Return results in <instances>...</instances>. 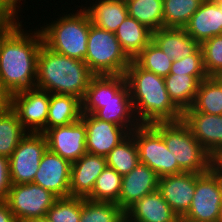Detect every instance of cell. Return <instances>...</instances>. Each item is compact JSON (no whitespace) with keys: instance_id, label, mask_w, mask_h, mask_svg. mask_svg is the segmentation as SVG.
Listing matches in <instances>:
<instances>
[{"instance_id":"3957f363","label":"cell","mask_w":222,"mask_h":222,"mask_svg":"<svg viewBox=\"0 0 222 222\" xmlns=\"http://www.w3.org/2000/svg\"><path fill=\"white\" fill-rule=\"evenodd\" d=\"M94 76L85 61L58 54L42 44L37 60L36 88L50 94L72 95L82 101Z\"/></svg>"},{"instance_id":"e0dca14e","label":"cell","mask_w":222,"mask_h":222,"mask_svg":"<svg viewBox=\"0 0 222 222\" xmlns=\"http://www.w3.org/2000/svg\"><path fill=\"white\" fill-rule=\"evenodd\" d=\"M158 180L152 169L139 163L130 173L122 176L121 192L116 204L125 212L143 196L157 191Z\"/></svg>"},{"instance_id":"ffe728a7","label":"cell","mask_w":222,"mask_h":222,"mask_svg":"<svg viewBox=\"0 0 222 222\" xmlns=\"http://www.w3.org/2000/svg\"><path fill=\"white\" fill-rule=\"evenodd\" d=\"M178 219L158 190L143 196L125 211L126 222H178Z\"/></svg>"},{"instance_id":"4316f807","label":"cell","mask_w":222,"mask_h":222,"mask_svg":"<svg viewBox=\"0 0 222 222\" xmlns=\"http://www.w3.org/2000/svg\"><path fill=\"white\" fill-rule=\"evenodd\" d=\"M183 112L222 115V77H208L202 80L192 106Z\"/></svg>"},{"instance_id":"d6a6232c","label":"cell","mask_w":222,"mask_h":222,"mask_svg":"<svg viewBox=\"0 0 222 222\" xmlns=\"http://www.w3.org/2000/svg\"><path fill=\"white\" fill-rule=\"evenodd\" d=\"M204 0H163L164 28H184Z\"/></svg>"},{"instance_id":"52a82bcc","label":"cell","mask_w":222,"mask_h":222,"mask_svg":"<svg viewBox=\"0 0 222 222\" xmlns=\"http://www.w3.org/2000/svg\"><path fill=\"white\" fill-rule=\"evenodd\" d=\"M130 134L136 142L140 163L147 165L159 178L183 172L174 162L162 135L151 124H140Z\"/></svg>"},{"instance_id":"5bb4252c","label":"cell","mask_w":222,"mask_h":222,"mask_svg":"<svg viewBox=\"0 0 222 222\" xmlns=\"http://www.w3.org/2000/svg\"><path fill=\"white\" fill-rule=\"evenodd\" d=\"M81 120L86 125V150L90 154L106 157L130 134L124 127L99 120L90 113H82Z\"/></svg>"},{"instance_id":"f6af8a7d","label":"cell","mask_w":222,"mask_h":222,"mask_svg":"<svg viewBox=\"0 0 222 222\" xmlns=\"http://www.w3.org/2000/svg\"><path fill=\"white\" fill-rule=\"evenodd\" d=\"M23 222H51V221L48 220L46 216H44V217H38V218H29Z\"/></svg>"},{"instance_id":"74e56055","label":"cell","mask_w":222,"mask_h":222,"mask_svg":"<svg viewBox=\"0 0 222 222\" xmlns=\"http://www.w3.org/2000/svg\"><path fill=\"white\" fill-rule=\"evenodd\" d=\"M169 74H188L195 76L200 82L207 79L201 47L192 55L173 60Z\"/></svg>"},{"instance_id":"5b68a950","label":"cell","mask_w":222,"mask_h":222,"mask_svg":"<svg viewBox=\"0 0 222 222\" xmlns=\"http://www.w3.org/2000/svg\"><path fill=\"white\" fill-rule=\"evenodd\" d=\"M151 125L162 135L174 162L178 163L183 172L203 174L210 170L212 156L182 120Z\"/></svg>"},{"instance_id":"f1b7e54d","label":"cell","mask_w":222,"mask_h":222,"mask_svg":"<svg viewBox=\"0 0 222 222\" xmlns=\"http://www.w3.org/2000/svg\"><path fill=\"white\" fill-rule=\"evenodd\" d=\"M27 133L12 108L0 113V156L10 158Z\"/></svg>"},{"instance_id":"f35d334b","label":"cell","mask_w":222,"mask_h":222,"mask_svg":"<svg viewBox=\"0 0 222 222\" xmlns=\"http://www.w3.org/2000/svg\"><path fill=\"white\" fill-rule=\"evenodd\" d=\"M18 10L10 0H0V27H9L19 23Z\"/></svg>"},{"instance_id":"836d02e7","label":"cell","mask_w":222,"mask_h":222,"mask_svg":"<svg viewBox=\"0 0 222 222\" xmlns=\"http://www.w3.org/2000/svg\"><path fill=\"white\" fill-rule=\"evenodd\" d=\"M122 176L107 166L97 178L92 193L87 199L117 203L121 192Z\"/></svg>"},{"instance_id":"7a4b0ae2","label":"cell","mask_w":222,"mask_h":222,"mask_svg":"<svg viewBox=\"0 0 222 222\" xmlns=\"http://www.w3.org/2000/svg\"><path fill=\"white\" fill-rule=\"evenodd\" d=\"M124 75L139 124L182 120V111L170 99L164 77L140 68L133 60Z\"/></svg>"},{"instance_id":"4dcf8cb0","label":"cell","mask_w":222,"mask_h":222,"mask_svg":"<svg viewBox=\"0 0 222 222\" xmlns=\"http://www.w3.org/2000/svg\"><path fill=\"white\" fill-rule=\"evenodd\" d=\"M128 15L151 31L164 28L163 0L125 1Z\"/></svg>"},{"instance_id":"1f68e13d","label":"cell","mask_w":222,"mask_h":222,"mask_svg":"<svg viewBox=\"0 0 222 222\" xmlns=\"http://www.w3.org/2000/svg\"><path fill=\"white\" fill-rule=\"evenodd\" d=\"M125 212L114 202L81 198L79 222H124Z\"/></svg>"},{"instance_id":"e575fe53","label":"cell","mask_w":222,"mask_h":222,"mask_svg":"<svg viewBox=\"0 0 222 222\" xmlns=\"http://www.w3.org/2000/svg\"><path fill=\"white\" fill-rule=\"evenodd\" d=\"M133 61L142 69L153 72L161 77L169 75L173 60L151 41Z\"/></svg>"},{"instance_id":"ab89813d","label":"cell","mask_w":222,"mask_h":222,"mask_svg":"<svg viewBox=\"0 0 222 222\" xmlns=\"http://www.w3.org/2000/svg\"><path fill=\"white\" fill-rule=\"evenodd\" d=\"M9 158L0 156V202H5L11 188Z\"/></svg>"},{"instance_id":"4fadbf2b","label":"cell","mask_w":222,"mask_h":222,"mask_svg":"<svg viewBox=\"0 0 222 222\" xmlns=\"http://www.w3.org/2000/svg\"><path fill=\"white\" fill-rule=\"evenodd\" d=\"M71 165L70 161L47 149L42 156L33 183L50 191L57 198L69 197Z\"/></svg>"},{"instance_id":"ac0fdd59","label":"cell","mask_w":222,"mask_h":222,"mask_svg":"<svg viewBox=\"0 0 222 222\" xmlns=\"http://www.w3.org/2000/svg\"><path fill=\"white\" fill-rule=\"evenodd\" d=\"M107 167L106 157L85 153L71 165L70 196L87 198Z\"/></svg>"},{"instance_id":"d6986e66","label":"cell","mask_w":222,"mask_h":222,"mask_svg":"<svg viewBox=\"0 0 222 222\" xmlns=\"http://www.w3.org/2000/svg\"><path fill=\"white\" fill-rule=\"evenodd\" d=\"M184 29L200 44L222 35V0H204Z\"/></svg>"},{"instance_id":"cb8c5ba5","label":"cell","mask_w":222,"mask_h":222,"mask_svg":"<svg viewBox=\"0 0 222 222\" xmlns=\"http://www.w3.org/2000/svg\"><path fill=\"white\" fill-rule=\"evenodd\" d=\"M83 9L88 13L91 24L113 33L128 16L127 5L123 0H96Z\"/></svg>"},{"instance_id":"d4e9b609","label":"cell","mask_w":222,"mask_h":222,"mask_svg":"<svg viewBox=\"0 0 222 222\" xmlns=\"http://www.w3.org/2000/svg\"><path fill=\"white\" fill-rule=\"evenodd\" d=\"M152 32L128 15L114 34L126 55L133 60L152 41Z\"/></svg>"},{"instance_id":"30bf717a","label":"cell","mask_w":222,"mask_h":222,"mask_svg":"<svg viewBox=\"0 0 222 222\" xmlns=\"http://www.w3.org/2000/svg\"><path fill=\"white\" fill-rule=\"evenodd\" d=\"M221 203V188L215 175L210 170L196 173L195 194L184 218L194 222H217Z\"/></svg>"},{"instance_id":"d590c367","label":"cell","mask_w":222,"mask_h":222,"mask_svg":"<svg viewBox=\"0 0 222 222\" xmlns=\"http://www.w3.org/2000/svg\"><path fill=\"white\" fill-rule=\"evenodd\" d=\"M81 217V198H57L47 211L46 218L51 222H79Z\"/></svg>"},{"instance_id":"8d00e7d4","label":"cell","mask_w":222,"mask_h":222,"mask_svg":"<svg viewBox=\"0 0 222 222\" xmlns=\"http://www.w3.org/2000/svg\"><path fill=\"white\" fill-rule=\"evenodd\" d=\"M204 68L209 77H222V35L214 36L200 44Z\"/></svg>"},{"instance_id":"6da1fadb","label":"cell","mask_w":222,"mask_h":222,"mask_svg":"<svg viewBox=\"0 0 222 222\" xmlns=\"http://www.w3.org/2000/svg\"><path fill=\"white\" fill-rule=\"evenodd\" d=\"M21 23L0 27V80L12 94L35 88L37 60L43 44L39 28L31 33Z\"/></svg>"},{"instance_id":"ba28073f","label":"cell","mask_w":222,"mask_h":222,"mask_svg":"<svg viewBox=\"0 0 222 222\" xmlns=\"http://www.w3.org/2000/svg\"><path fill=\"white\" fill-rule=\"evenodd\" d=\"M47 149V140L43 133H27L20 140L9 158L12 185L33 182Z\"/></svg>"},{"instance_id":"8992f818","label":"cell","mask_w":222,"mask_h":222,"mask_svg":"<svg viewBox=\"0 0 222 222\" xmlns=\"http://www.w3.org/2000/svg\"><path fill=\"white\" fill-rule=\"evenodd\" d=\"M84 61L95 76H101L124 75L132 60L113 32L91 24Z\"/></svg>"},{"instance_id":"484cf974","label":"cell","mask_w":222,"mask_h":222,"mask_svg":"<svg viewBox=\"0 0 222 222\" xmlns=\"http://www.w3.org/2000/svg\"><path fill=\"white\" fill-rule=\"evenodd\" d=\"M82 102L79 98L65 94H50L46 130L65 126L81 119Z\"/></svg>"},{"instance_id":"44dd1931","label":"cell","mask_w":222,"mask_h":222,"mask_svg":"<svg viewBox=\"0 0 222 222\" xmlns=\"http://www.w3.org/2000/svg\"><path fill=\"white\" fill-rule=\"evenodd\" d=\"M93 115L99 120L124 127L129 133L140 125L134 114L127 84L111 100L98 102V110Z\"/></svg>"},{"instance_id":"277c9868","label":"cell","mask_w":222,"mask_h":222,"mask_svg":"<svg viewBox=\"0 0 222 222\" xmlns=\"http://www.w3.org/2000/svg\"><path fill=\"white\" fill-rule=\"evenodd\" d=\"M77 11L66 13L57 21L44 24L39 30L43 44L47 48L58 54L84 61L91 21L82 7Z\"/></svg>"},{"instance_id":"bcb514c9","label":"cell","mask_w":222,"mask_h":222,"mask_svg":"<svg viewBox=\"0 0 222 222\" xmlns=\"http://www.w3.org/2000/svg\"><path fill=\"white\" fill-rule=\"evenodd\" d=\"M21 0H10V2L16 7L19 9V3H20ZM18 3V4H17Z\"/></svg>"},{"instance_id":"7bdbcfd3","label":"cell","mask_w":222,"mask_h":222,"mask_svg":"<svg viewBox=\"0 0 222 222\" xmlns=\"http://www.w3.org/2000/svg\"><path fill=\"white\" fill-rule=\"evenodd\" d=\"M211 162L222 172V150L212 156Z\"/></svg>"},{"instance_id":"603a6c76","label":"cell","mask_w":222,"mask_h":222,"mask_svg":"<svg viewBox=\"0 0 222 222\" xmlns=\"http://www.w3.org/2000/svg\"><path fill=\"white\" fill-rule=\"evenodd\" d=\"M126 84L125 75L94 76L81 101L82 113L94 114L98 110V102L111 100Z\"/></svg>"},{"instance_id":"9c48e42d","label":"cell","mask_w":222,"mask_h":222,"mask_svg":"<svg viewBox=\"0 0 222 222\" xmlns=\"http://www.w3.org/2000/svg\"><path fill=\"white\" fill-rule=\"evenodd\" d=\"M57 197L35 183L13 184L6 203L18 222L44 217Z\"/></svg>"},{"instance_id":"8fae6325","label":"cell","mask_w":222,"mask_h":222,"mask_svg":"<svg viewBox=\"0 0 222 222\" xmlns=\"http://www.w3.org/2000/svg\"><path fill=\"white\" fill-rule=\"evenodd\" d=\"M50 93L38 88L12 94V109L28 133H44L48 118Z\"/></svg>"},{"instance_id":"60d3db41","label":"cell","mask_w":222,"mask_h":222,"mask_svg":"<svg viewBox=\"0 0 222 222\" xmlns=\"http://www.w3.org/2000/svg\"><path fill=\"white\" fill-rule=\"evenodd\" d=\"M10 108H12V93L0 80V113H4Z\"/></svg>"},{"instance_id":"c3c4849f","label":"cell","mask_w":222,"mask_h":222,"mask_svg":"<svg viewBox=\"0 0 222 222\" xmlns=\"http://www.w3.org/2000/svg\"><path fill=\"white\" fill-rule=\"evenodd\" d=\"M217 222H222V203H221V206H220V213H219V218H218Z\"/></svg>"},{"instance_id":"83f0119b","label":"cell","mask_w":222,"mask_h":222,"mask_svg":"<svg viewBox=\"0 0 222 222\" xmlns=\"http://www.w3.org/2000/svg\"><path fill=\"white\" fill-rule=\"evenodd\" d=\"M170 99L183 112L192 106L200 81L188 74H169L164 77Z\"/></svg>"},{"instance_id":"7dc6e473","label":"cell","mask_w":222,"mask_h":222,"mask_svg":"<svg viewBox=\"0 0 222 222\" xmlns=\"http://www.w3.org/2000/svg\"><path fill=\"white\" fill-rule=\"evenodd\" d=\"M178 222H194V221H191V220L186 219V218H184V217H180V218L178 219Z\"/></svg>"},{"instance_id":"7402d4cb","label":"cell","mask_w":222,"mask_h":222,"mask_svg":"<svg viewBox=\"0 0 222 222\" xmlns=\"http://www.w3.org/2000/svg\"><path fill=\"white\" fill-rule=\"evenodd\" d=\"M152 41L171 60L185 58L194 54L200 43L195 41L184 28H160L152 32Z\"/></svg>"},{"instance_id":"2e32d148","label":"cell","mask_w":222,"mask_h":222,"mask_svg":"<svg viewBox=\"0 0 222 222\" xmlns=\"http://www.w3.org/2000/svg\"><path fill=\"white\" fill-rule=\"evenodd\" d=\"M182 121L211 156L222 150V115L182 112Z\"/></svg>"},{"instance_id":"ee69618b","label":"cell","mask_w":222,"mask_h":222,"mask_svg":"<svg viewBox=\"0 0 222 222\" xmlns=\"http://www.w3.org/2000/svg\"><path fill=\"white\" fill-rule=\"evenodd\" d=\"M210 171L215 175V177L218 179L221 193H222V172L211 162L210 164Z\"/></svg>"},{"instance_id":"7c38bea8","label":"cell","mask_w":222,"mask_h":222,"mask_svg":"<svg viewBox=\"0 0 222 222\" xmlns=\"http://www.w3.org/2000/svg\"><path fill=\"white\" fill-rule=\"evenodd\" d=\"M43 134L48 150L71 163L87 153L86 125L81 119L65 126L47 129Z\"/></svg>"},{"instance_id":"b9f144b4","label":"cell","mask_w":222,"mask_h":222,"mask_svg":"<svg viewBox=\"0 0 222 222\" xmlns=\"http://www.w3.org/2000/svg\"><path fill=\"white\" fill-rule=\"evenodd\" d=\"M0 222H18L6 202H0Z\"/></svg>"},{"instance_id":"f546056e","label":"cell","mask_w":222,"mask_h":222,"mask_svg":"<svg viewBox=\"0 0 222 222\" xmlns=\"http://www.w3.org/2000/svg\"><path fill=\"white\" fill-rule=\"evenodd\" d=\"M107 166L121 176L130 173L139 163V154L134 137L129 134L106 156Z\"/></svg>"},{"instance_id":"9a60e30c","label":"cell","mask_w":222,"mask_h":222,"mask_svg":"<svg viewBox=\"0 0 222 222\" xmlns=\"http://www.w3.org/2000/svg\"><path fill=\"white\" fill-rule=\"evenodd\" d=\"M196 173L182 172L160 177L158 191L173 212L184 217L195 194Z\"/></svg>"}]
</instances>
